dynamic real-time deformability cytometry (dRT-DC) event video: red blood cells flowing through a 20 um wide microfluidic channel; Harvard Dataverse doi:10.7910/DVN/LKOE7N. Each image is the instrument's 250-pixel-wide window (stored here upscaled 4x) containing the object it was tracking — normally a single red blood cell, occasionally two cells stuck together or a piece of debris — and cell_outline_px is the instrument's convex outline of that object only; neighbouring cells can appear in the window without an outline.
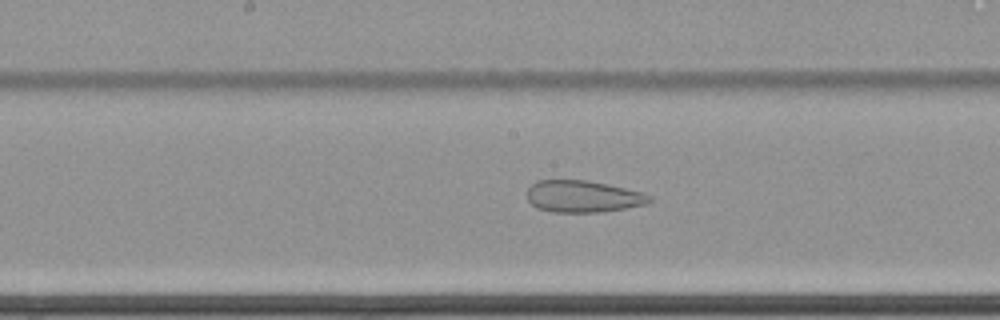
{"species": "common noctule bat (a hibernating species)", "species_latin": "Nyctalus noctula", "temperature_condition": "cold", "stored_images_in_passage": 64, "camera_frame_rate_fps": 3000, "um_per_image_px": 0.085, "animal": {"sex": "female", "body_mass_g": 22.7, "forearm_length_mm": 54.2}, "frame": {"image": 1, "passage_image": 36, "time_ms": 11.667, "image_size_px": [1000, 320], "cell_outline_px": [[652, 200], [648, 204], [600, 212], [552, 212], [536, 208], [528, 200], [528, 188], [536, 180], [588, 180], [608, 184], [644, 192], [652, 196]], "centroid_in_image_um": [49.57, 16.69], "position_along_channel_um": 198.6, "area_um2": 22.89}}
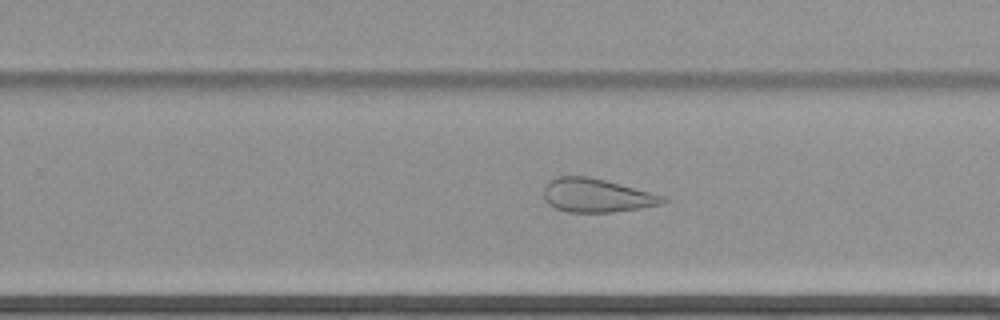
{"frame": {"image": 2, "passage_image": 43, "time_ms": 14.0, "image_size_px": [1000, 320], "cell_outline_px": [[668, 200], [660, 204], [640, 208], [612, 212], [568, 212], [556, 208], [548, 204], [544, 200], [544, 188], [556, 176], [588, 176], [668, 196]], "centroid_in_image_um": [50.73, 16.61], "position_along_channel_um": 279.1, "area_um2": 23.29}}
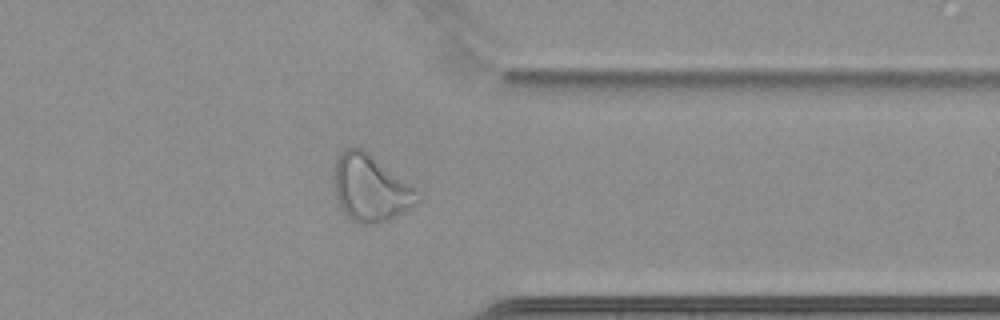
{"frame": {"image": 3, "passage_image": 52, "time_ms": 17.0, "image_size_px": [1000, 320], "cell_outline_px": [[424, 196], [416, 204], [388, 220], [380, 224], [356, 224], [344, 212], [336, 200], [332, 172], [332, 168], [340, 152], [344, 148], [364, 148]], "centroid_in_image_um": [31.46, 15.99], "position_along_channel_um": 379.9, "area_um2": 32.77}}